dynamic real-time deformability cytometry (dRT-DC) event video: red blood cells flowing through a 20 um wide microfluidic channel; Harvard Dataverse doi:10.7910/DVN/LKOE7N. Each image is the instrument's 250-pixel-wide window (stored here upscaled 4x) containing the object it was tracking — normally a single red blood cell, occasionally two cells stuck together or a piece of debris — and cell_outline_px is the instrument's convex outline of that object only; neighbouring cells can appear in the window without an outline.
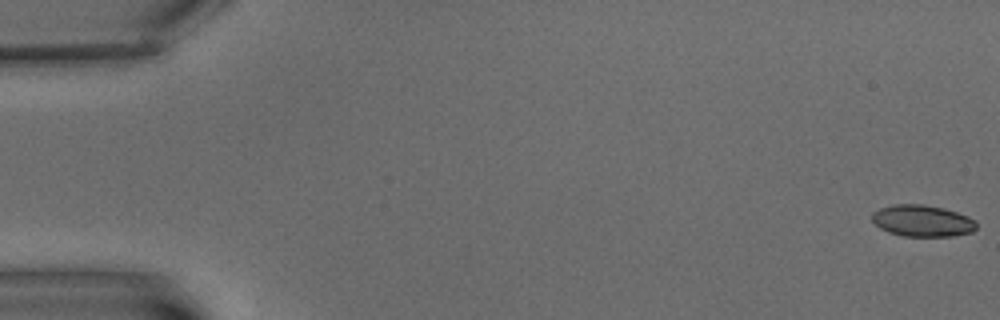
{"species": "common noctule bat (a hibernating species)", "species_latin": "Nyctalus noctula", "temperature_condition": "warm", "stored_images_in_passage": 8, "camera_frame_rate_fps": 3000, "um_per_image_px": 0.085, "animal": {"sex": "male", "body_mass_g": 15.6}, "frame": {"image": 1, "passage_image": 1, "time_ms": 0.0, "image_size_px": [1000, 320], "cell_outline_px": [[976, 228], [972, 232], [952, 236], [904, 236], [888, 232], [880, 228], [872, 220], [872, 212], [880, 208], [896, 204], [924, 204], [944, 208], [968, 216], [976, 220]], "centroid_in_image_um": [78.41, 18.76], "position_along_channel_um": 6.6, "area_um2": 19.25}}
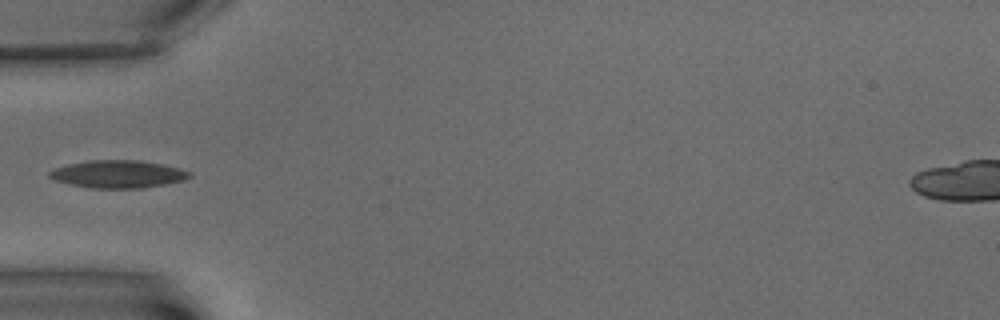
{"frame": {"image": 2, "passage_image": 4, "time_ms": 7.333, "image_size_px": [1000, 320], "cell_outline_px": [[192, 176], [184, 180], [164, 184], [140, 188], [92, 188], [68, 184], [52, 180], [48, 176], [48, 172], [56, 168], [68, 164], [88, 160], [140, 160], [180, 168], [192, 172]], "centroid_in_image_um": [10.01, 14.8], "position_along_channel_um": 75.0, "area_um2": 22.6}}
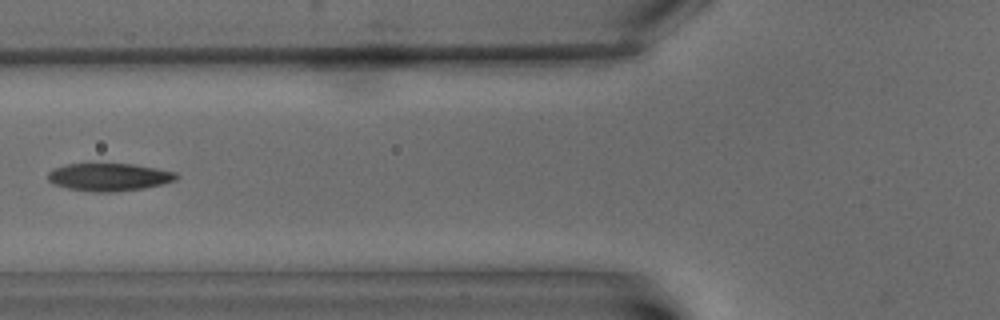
{"frame": {"image": 3, "passage_image": 5, "time_ms": 8.667, "image_size_px": [1000, 320], "cell_outline_px": [[180, 176], [176, 180], [164, 184], [144, 188], [112, 192], [96, 192], [68, 188], [56, 184], [48, 180], [48, 172], [64, 164], [132, 164], [156, 168], [176, 172]], "centroid_in_image_um": [9.32, 15.05], "position_along_channel_um": 116.5, "area_um2": 20.63}}